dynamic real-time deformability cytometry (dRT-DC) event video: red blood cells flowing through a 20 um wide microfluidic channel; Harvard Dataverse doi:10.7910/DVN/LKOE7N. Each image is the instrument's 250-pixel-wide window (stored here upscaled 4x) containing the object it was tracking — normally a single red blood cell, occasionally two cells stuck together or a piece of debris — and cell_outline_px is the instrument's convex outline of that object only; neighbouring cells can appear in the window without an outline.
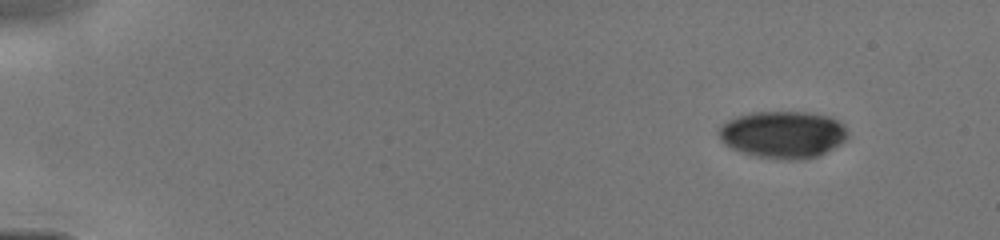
{"species": "human", "species_latin": "Homo sapiens", "temperature_condition": "cold", "stored_images_in_passage": 11, "camera_frame_rate_fps": 3000, "um_per_image_px": 0.085, "donor": {"sex": "male"}, "frame": {"image": 1, "passage_image": 1, "time_ms": 0.0, "image_size_px": [1000, 240], "cell_outline_px": [[848, 136], [840, 144], [816, 156], [796, 160], [784, 160], [756, 156], [732, 148], [724, 144], [720, 140], [716, 132], [716, 128], [720, 124], [736, 116], [752, 112], [808, 112], [832, 116], [844, 124], [848, 132]], "centroid_in_image_um": [66.52, 11.41], "position_along_channel_um": 18.5, "area_um2": 35.72}}
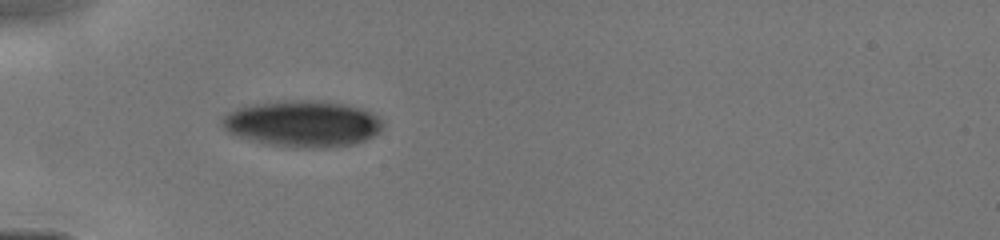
{"frame": {"image": 2, "passage_image": 9, "time_ms": 3.667, "image_size_px": [1000, 240], "cell_outline_px": [[384, 128], [380, 132], [364, 140], [352, 144], [316, 148], [308, 148], [268, 144], [240, 136], [228, 132], [220, 124], [220, 120], [228, 112], [236, 108], [252, 104], [284, 100], [324, 100], [348, 104], [360, 108], [380, 116], [384, 124]], "centroid_in_image_um": [25.75, 10.48], "position_along_channel_um": 59.2, "area_um2": 43.52}}
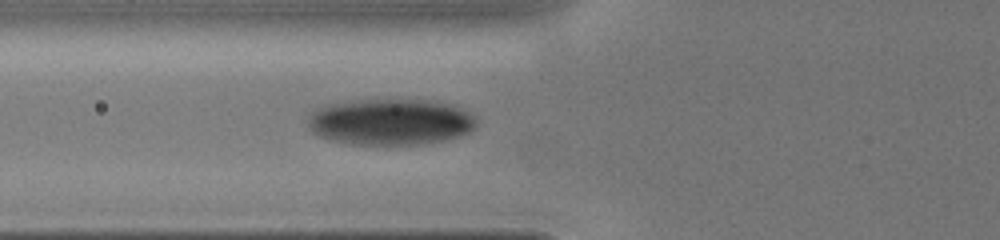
{"frame": {"image": 3, "passage_image": 11, "time_ms": 4.667, "image_size_px": [1000, 240], "cell_outline_px": [[476, 128], [468, 132], [444, 140], [424, 144], [352, 144], [332, 140], [320, 136], [312, 132], [308, 124], [308, 120], [312, 112], [328, 104], [360, 100], [424, 100], [452, 104], [476, 116]], "centroid_in_image_um": [33.21, 10.36], "position_along_channel_um": 92.6, "area_um2": 45.08}}